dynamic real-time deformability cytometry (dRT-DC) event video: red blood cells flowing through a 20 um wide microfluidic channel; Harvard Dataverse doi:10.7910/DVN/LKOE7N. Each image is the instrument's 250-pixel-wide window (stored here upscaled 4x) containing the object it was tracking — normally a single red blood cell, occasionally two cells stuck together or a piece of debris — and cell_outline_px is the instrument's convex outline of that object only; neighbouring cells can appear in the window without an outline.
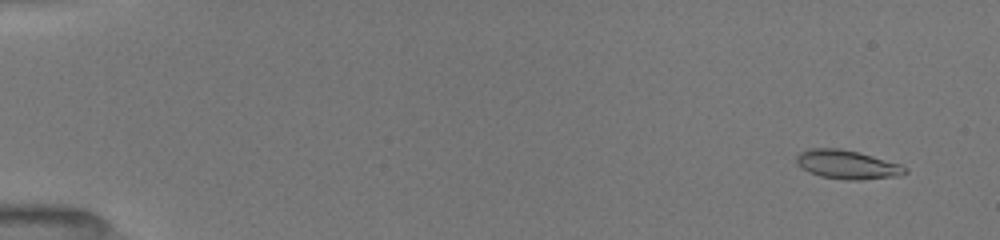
{"species": "common noctule bat (a hibernating species)", "species_latin": "Nyctalus noctula", "temperature_condition": "room temperature", "stored_images_in_passage": 23, "camera_frame_rate_fps": 3000, "um_per_image_px": 0.085, "animal": {"sex": "female", "body_mass_g": 19.5, "forearm_length_mm": 54.1}, "frame": {"image": 1, "passage_image": 5, "time_ms": 1.0, "image_size_px": [1000, 240], "cell_outline_px": [[908, 172], [900, 176], [860, 180], [844, 180], [820, 176], [808, 172], [796, 164], [796, 156], [800, 152], [808, 148], [840, 148], [872, 156], [900, 164], [908, 168]], "centroid_in_image_um": [72.0, 14.0], "position_along_channel_um": 13.0, "area_um2": 18.38}}
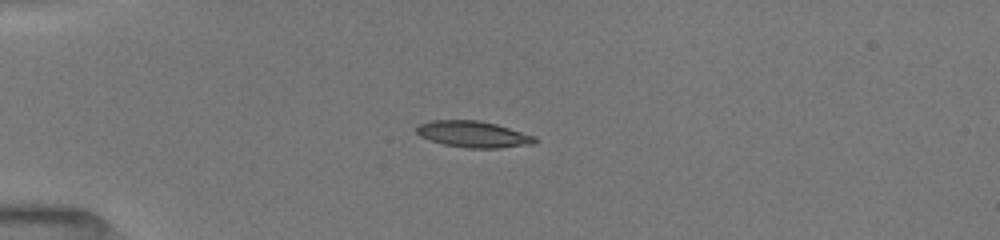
{"frame": {"image": 2, "passage_image": 18, "time_ms": 4.667, "image_size_px": [1000, 240], "cell_outline_px": [[536, 140], [532, 144], [500, 148], [468, 148], [444, 144], [420, 136], [416, 132], [416, 124], [428, 120], [480, 120], [496, 124], [536, 136]], "centroid_in_image_um": [40.2, 11.39], "position_along_channel_um": 44.8, "area_um2": 18.21}}